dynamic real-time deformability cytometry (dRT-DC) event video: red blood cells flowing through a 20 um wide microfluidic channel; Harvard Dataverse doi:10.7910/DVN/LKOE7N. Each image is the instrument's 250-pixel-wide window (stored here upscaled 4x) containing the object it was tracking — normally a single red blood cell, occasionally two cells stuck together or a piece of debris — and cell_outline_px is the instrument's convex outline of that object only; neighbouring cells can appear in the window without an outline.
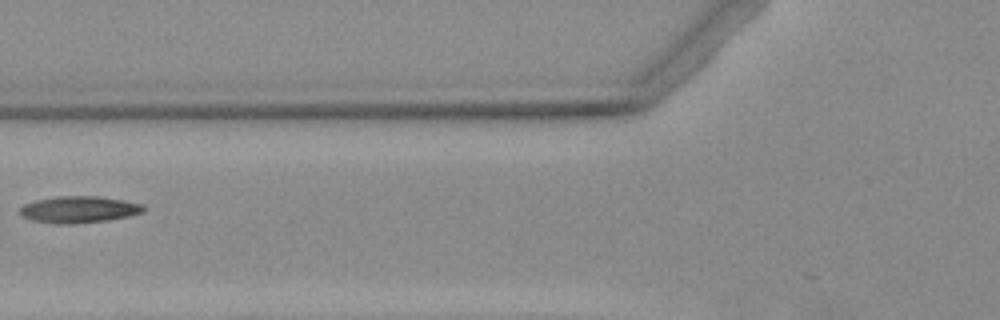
{"species": "Egyptian fruit bat (a non-hibernating species)", "species_latin": "Rousettus aegyptiacus", "temperature_condition": "warm", "stored_images_in_passage": 8, "camera_frame_rate_fps": 3000, "um_per_image_px": 0.085, "animal": {"sex": "female"}, "frame": {"image": 1, "passage_image": 6, "time_ms": 6.333, "image_size_px": [1000, 320], "cell_outline_px": [[148, 208], [144, 212], [128, 216], [108, 220], [72, 224], [56, 224], [32, 220], [20, 216], [20, 208], [24, 204], [36, 200], [56, 196], [100, 196], [124, 200], [144, 204]], "centroid_in_image_um": [6.74, 17.8], "position_along_channel_um": 119.1, "area_um2": 19.48}}
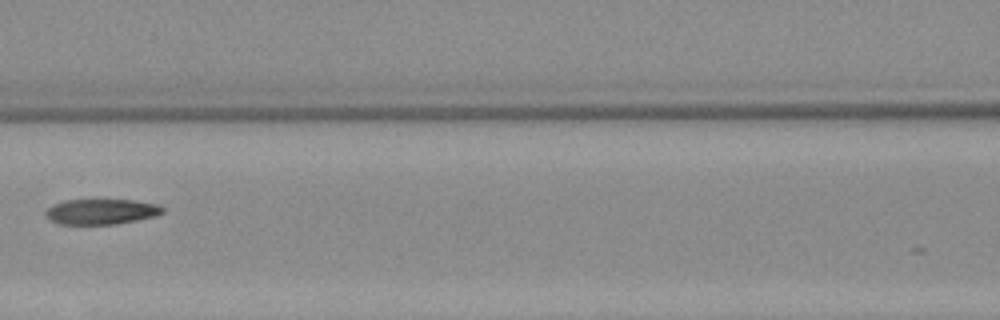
{"frame": {"image": 2, "passage_image": 7, "time_ms": 7.333, "image_size_px": [1000, 320], "cell_outline_px": [[164, 212], [156, 216], [136, 220], [112, 224], [56, 224], [48, 220], [44, 212], [52, 204], [64, 200], [132, 200], [156, 204], [164, 208]], "centroid_in_image_um": [8.55, 17.99], "position_along_channel_um": 158.0, "area_um2": 17.34}}